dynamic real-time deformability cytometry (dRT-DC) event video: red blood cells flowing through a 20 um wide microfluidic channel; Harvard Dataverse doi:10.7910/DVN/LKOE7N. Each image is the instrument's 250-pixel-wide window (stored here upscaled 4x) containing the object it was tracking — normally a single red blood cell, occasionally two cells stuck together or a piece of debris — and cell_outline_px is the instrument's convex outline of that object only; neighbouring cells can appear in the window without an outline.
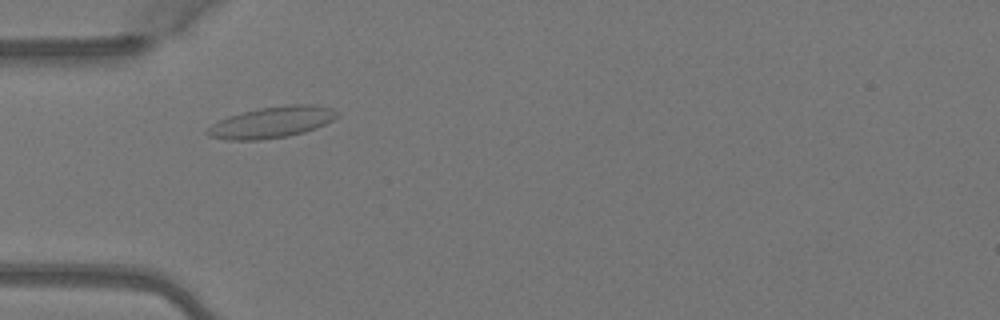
{"species": "Egyptian fruit bat (a non-hibernating species)", "species_latin": "Rousettus aegyptiacus", "temperature_condition": "warm", "stored_images_in_passage": 4, "camera_frame_rate_fps": 3000, "um_per_image_px": 0.085, "animal": {"sex": "female"}, "frame": {"image": 1, "passage_image": 1, "time_ms": 0.0, "image_size_px": [1000, 320], "cell_outline_px": [[340, 116], [316, 128], [304, 132], [288, 136], [260, 140], [228, 140], [208, 136], [204, 132], [212, 124], [228, 116], [260, 108], [288, 104], [312, 104], [332, 108], [340, 112]], "centroid_in_image_um": [23.13, 10.39], "position_along_channel_um": 61.9, "area_um2": 23.7}}
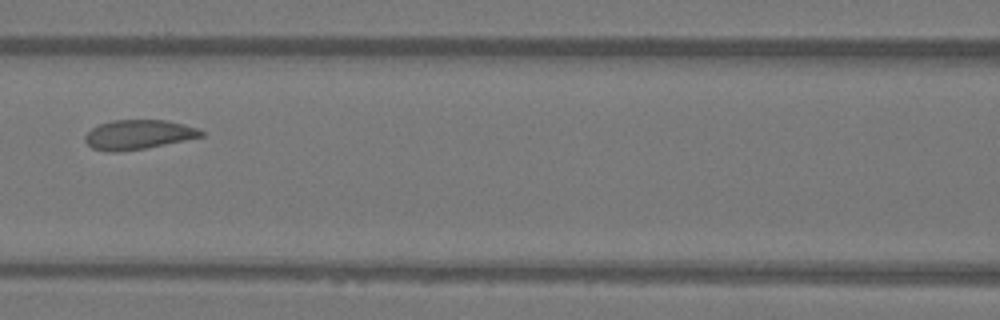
{"frame": {"image": 2, "passage_image": 3, "time_ms": 0.667, "image_size_px": [1000, 320], "cell_outline_px": [[204, 136], [144, 148], [120, 152], [108, 152], [92, 148], [84, 140], [84, 136], [92, 128], [100, 124], [112, 120], [164, 120], [184, 124], [200, 128], [204, 132]], "centroid_in_image_um": [11.75, 11.44], "position_along_channel_um": 154.8, "area_um2": 19.88}}
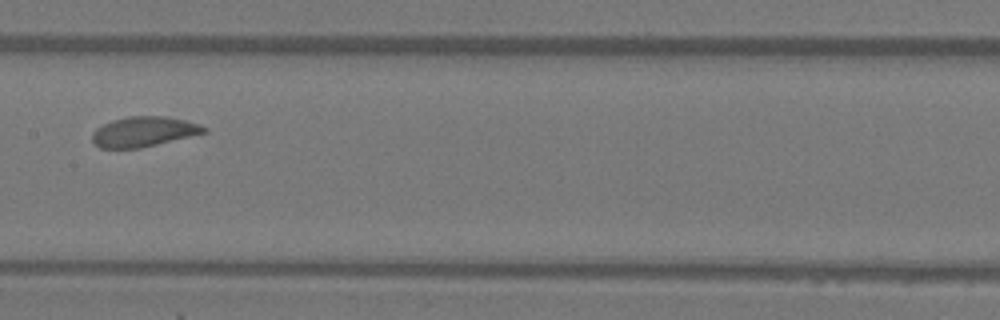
{"frame": {"image": 3, "passage_image": 4, "time_ms": 1.0, "image_size_px": [1000, 320], "cell_outline_px": [[208, 132], [140, 148], [100, 148], [92, 140], [92, 132], [96, 128], [112, 120], [128, 116], [164, 116], [184, 120], [200, 124], [208, 128]], "centroid_in_image_um": [12.22, 11.19], "position_along_channel_um": 195.2, "area_um2": 19.54}}